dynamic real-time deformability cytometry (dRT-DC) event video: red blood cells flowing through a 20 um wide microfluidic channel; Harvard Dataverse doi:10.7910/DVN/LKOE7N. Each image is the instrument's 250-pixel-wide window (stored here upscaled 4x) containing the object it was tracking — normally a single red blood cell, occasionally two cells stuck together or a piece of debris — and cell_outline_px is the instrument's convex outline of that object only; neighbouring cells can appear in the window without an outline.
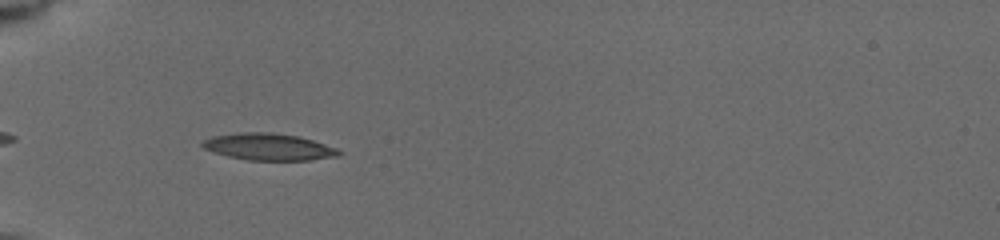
{"species": "common noctule bat (a hibernating species)", "species_latin": "Nyctalus noctula", "temperature_condition": "cold", "stored_images_in_passage": 33, "camera_frame_rate_fps": 3000, "um_per_image_px": 0.085, "animal": {"sex": "female", "body_mass_g": 19.5, "forearm_length_mm": 54.1}, "frame": {"image": 1, "passage_image": 10, "time_ms": 5.0, "image_size_px": [1000, 240], "cell_outline_px": [[344, 152], [340, 156], [308, 160], [248, 160], [228, 156], [204, 148], [200, 144], [200, 140], [212, 136], [244, 132], [272, 132], [296, 136], [312, 140], [336, 148]], "centroid_in_image_um": [22.83, 12.48], "position_along_channel_um": 62.2, "area_um2": 21.27}}
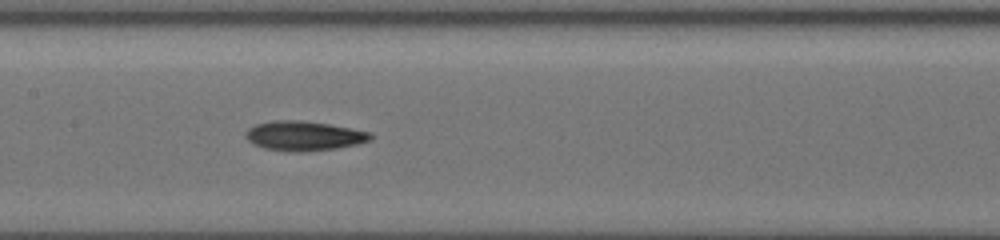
{"frame": {"image": 2, "passage_image": 18, "time_ms": 8.333, "image_size_px": [1000, 240], "cell_outline_px": [[372, 140], [360, 144], [336, 148], [308, 152], [292, 152], [264, 148], [252, 144], [244, 136], [248, 128], [256, 124], [276, 120], [296, 120], [328, 124], [368, 132], [372, 136]], "centroid_in_image_um": [25.81, 11.56], "position_along_channel_um": 181.6, "area_um2": 21.5}}
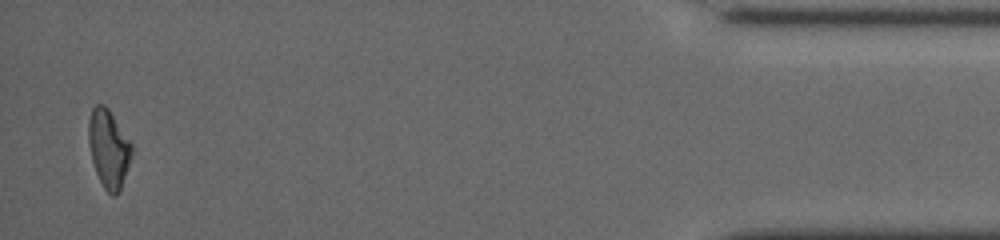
{"frame": {"image": 3, "passage_image": 33, "time_ms": 16.333, "image_size_px": [1000, 240], "cell_outline_px": [[132, 152], [120, 188], [116, 196], [112, 196], [104, 188], [96, 172], [92, 160], [88, 144], [88, 120], [92, 108], [96, 104], [104, 104], [108, 108], [132, 144]], "centroid_in_image_um": [9.2, 12.6], "position_along_channel_um": 426.0, "area_um2": 19.36}, "authors_computed_cell_mechanics": {"area_um2": 20.519, "velocity_mm_per_s": 3.9146, "shape_relaxation_time_tau1_ms": 4.3562, "shape_relaxation_time_tau2_ms": 9.0165, "deformation_change_tau1": 0.1663, "deformation_change_tau2": 0.1726}}